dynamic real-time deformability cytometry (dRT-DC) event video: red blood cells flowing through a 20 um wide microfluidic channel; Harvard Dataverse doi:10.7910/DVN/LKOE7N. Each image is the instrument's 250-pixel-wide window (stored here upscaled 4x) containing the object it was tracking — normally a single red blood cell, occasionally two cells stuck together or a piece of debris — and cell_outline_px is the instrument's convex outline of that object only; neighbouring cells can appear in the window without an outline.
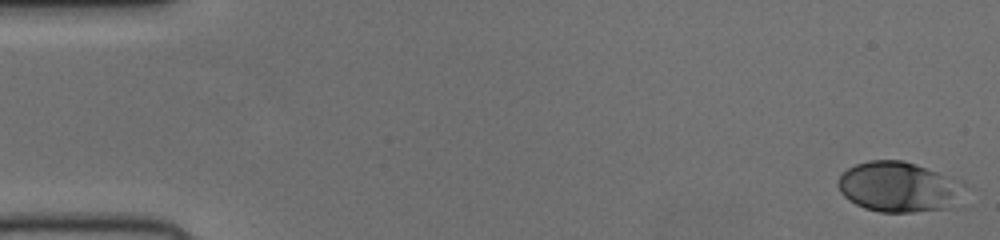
{"species": "human", "species_latin": "Homo sapiens", "temperature_condition": "cold", "stored_images_in_passage": 47, "camera_frame_rate_fps": 3000, "um_per_image_px": 0.085, "donor": {"sex": "female"}, "frame": {"image": 1, "passage_image": 1, "time_ms": 0.0, "image_size_px": [1000, 240], "cell_outline_px": [[964, 184], [956, 208], [912, 212], [880, 212], [864, 208], [848, 200], [840, 192], [836, 184], [836, 180], [848, 168], [856, 164], [868, 160], [904, 160], [916, 164], [956, 180]], "centroid_in_image_um": [76.36, 15.91], "position_along_channel_um": 8.6, "area_um2": 37.11}}
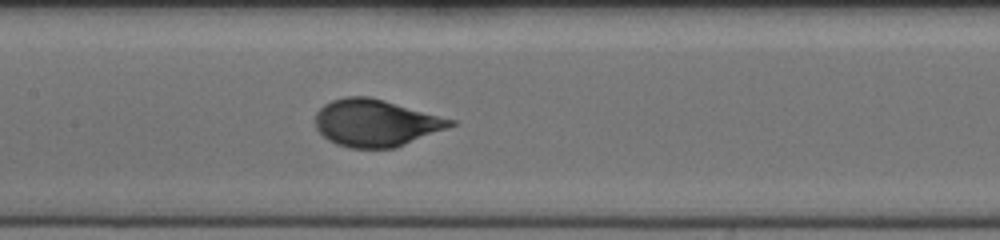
{"frame": {"image": 2, "passage_image": 25, "time_ms": 8.0, "image_size_px": [1000, 240], "cell_outline_px": [[456, 124], [396, 148], [348, 148], [336, 144], [328, 140], [316, 128], [316, 112], [324, 104], [332, 100], [344, 96], [368, 96], [456, 120]], "centroid_in_image_um": [31.91, 10.45], "position_along_channel_um": 175.5, "area_um2": 36.82}}
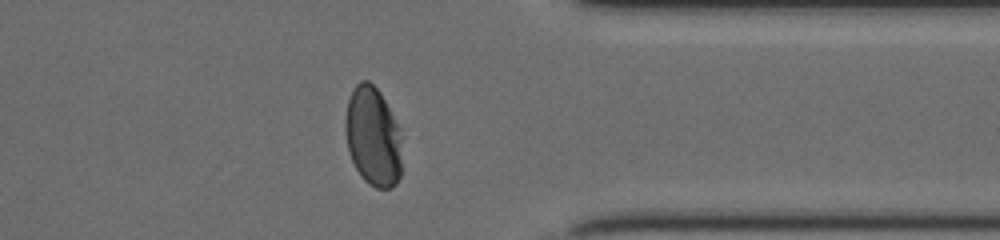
{"frame": {"image": 3, "passage_image": 41, "time_ms": 13.333, "image_size_px": [1000, 240], "cell_outline_px": [[404, 136], [400, 176], [396, 184], [392, 188], [376, 188], [368, 184], [360, 176], [348, 152], [344, 128], [344, 120], [348, 100], [356, 84], [360, 80], [368, 80], [380, 92], [400, 128]], "centroid_in_image_um": [31.73, 11.63], "position_along_channel_um": 379.7, "area_um2": 33.58}}